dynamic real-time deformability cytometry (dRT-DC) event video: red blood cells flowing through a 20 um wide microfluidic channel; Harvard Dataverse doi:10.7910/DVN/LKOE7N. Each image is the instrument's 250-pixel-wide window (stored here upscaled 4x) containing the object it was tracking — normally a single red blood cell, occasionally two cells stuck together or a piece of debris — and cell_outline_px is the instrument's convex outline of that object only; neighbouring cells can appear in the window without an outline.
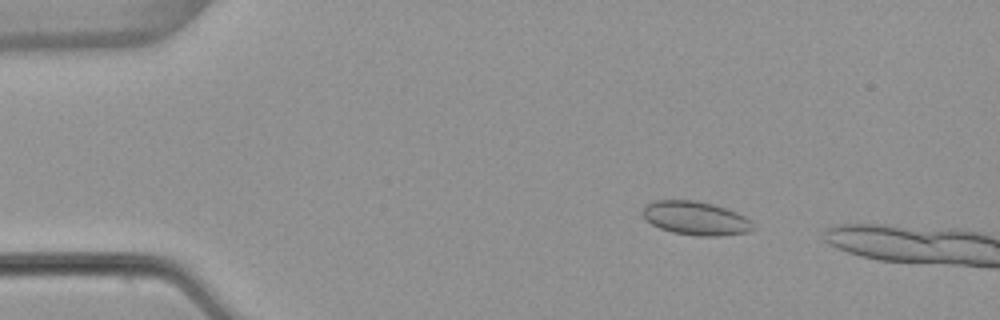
{"species": "common noctule bat (a hibernating species)", "species_latin": "Nyctalus noctula", "temperature_condition": "warm", "stored_images_in_passage": 11, "camera_frame_rate_fps": 3000, "um_per_image_px": 0.085, "animal": {"sex": "female", "body_mass_g": 22.7, "forearm_length_mm": 54.2}, "frame": {"image": 1, "passage_image": 8, "time_ms": 2.333, "image_size_px": [1000, 320], "cell_outline_px": [[756, 228], [748, 232], [720, 236], [696, 236], [672, 232], [660, 228], [644, 220], [644, 208], [648, 204], [656, 200], [696, 200], [712, 204], [736, 212], [752, 220]], "centroid_in_image_um": [59.17, 18.56], "position_along_channel_um": 25.8, "area_um2": 21.68}}